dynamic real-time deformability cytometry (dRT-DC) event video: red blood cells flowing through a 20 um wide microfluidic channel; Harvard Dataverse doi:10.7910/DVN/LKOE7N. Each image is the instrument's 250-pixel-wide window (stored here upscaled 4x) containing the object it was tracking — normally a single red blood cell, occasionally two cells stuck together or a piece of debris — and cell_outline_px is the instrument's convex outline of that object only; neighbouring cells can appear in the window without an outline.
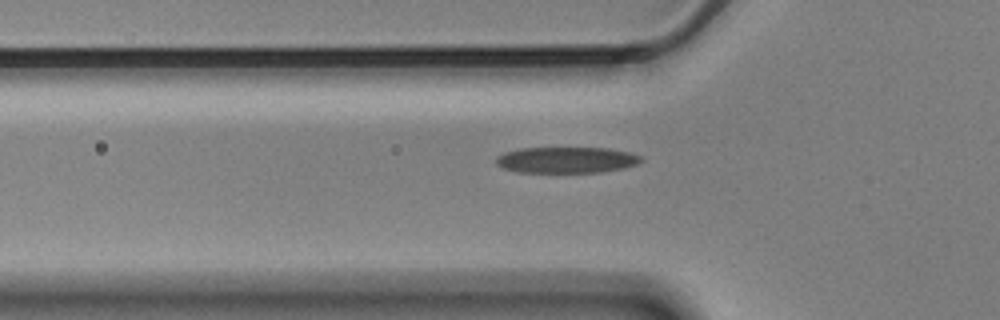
{"species": "Egyptian fruit bat (a non-hibernating species)", "species_latin": "Rousettus aegyptiacus", "temperature_condition": "cold", "stored_images_in_passage": 34, "camera_frame_rate_fps": 3000, "um_per_image_px": 0.085, "animal": {"sex": "male"}, "frame": {"image": 1, "passage_image": 2, "time_ms": 0.333, "image_size_px": [1000, 320], "cell_outline_px": [[644, 160], [636, 164], [624, 168], [600, 172], [516, 172], [504, 168], [496, 164], [496, 156], [504, 152], [520, 148], [608, 148], [628, 152], [640, 156]], "centroid_in_image_um": [48.13, 13.59], "position_along_channel_um": 77.7, "area_um2": 22.02}}
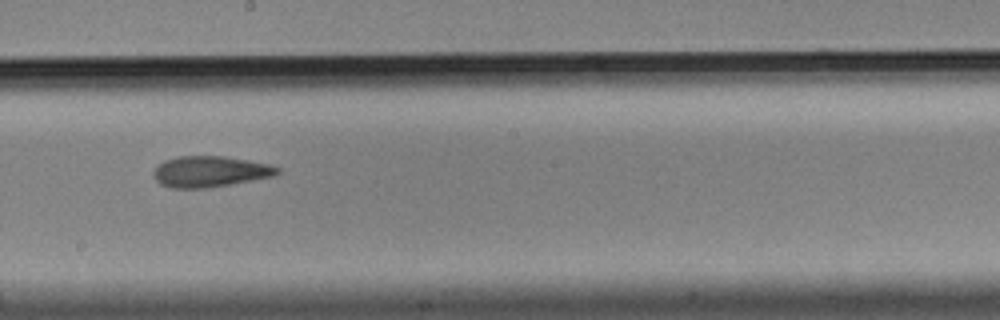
{"frame": {"image": 2, "passage_image": 15, "time_ms": 4.667, "image_size_px": [1000, 320], "cell_outline_px": [[280, 172], [272, 176], [228, 184], [204, 188], [172, 188], [160, 184], [152, 176], [152, 172], [164, 160], [180, 156], [224, 156], [248, 160], [268, 164], [280, 168]], "centroid_in_image_um": [17.81, 14.57], "position_along_channel_um": 230.4, "area_um2": 22.08}}
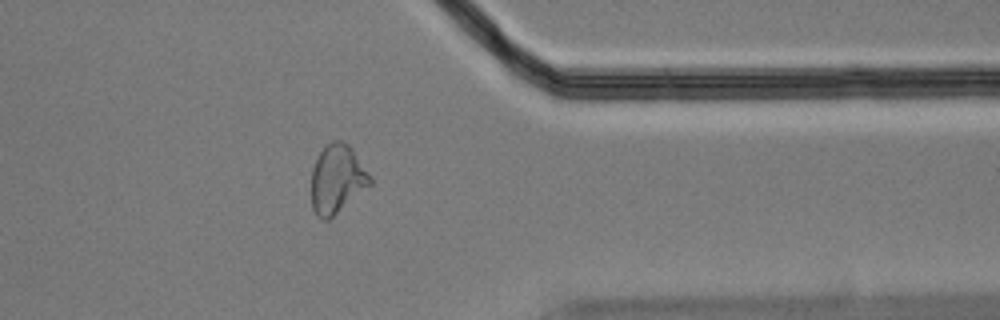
{"frame": {"image": 3, "passage_image": 29, "time_ms": 9.333, "image_size_px": [1000, 320], "cell_outline_px": [[372, 184], [328, 220], [320, 220], [316, 216], [312, 208], [312, 168], [324, 144], [332, 140], [340, 140], [348, 144], [352, 148], [372, 176]], "centroid_in_image_um": [28.66, 15.21], "position_along_channel_um": 382.7, "area_um2": 23.7}}